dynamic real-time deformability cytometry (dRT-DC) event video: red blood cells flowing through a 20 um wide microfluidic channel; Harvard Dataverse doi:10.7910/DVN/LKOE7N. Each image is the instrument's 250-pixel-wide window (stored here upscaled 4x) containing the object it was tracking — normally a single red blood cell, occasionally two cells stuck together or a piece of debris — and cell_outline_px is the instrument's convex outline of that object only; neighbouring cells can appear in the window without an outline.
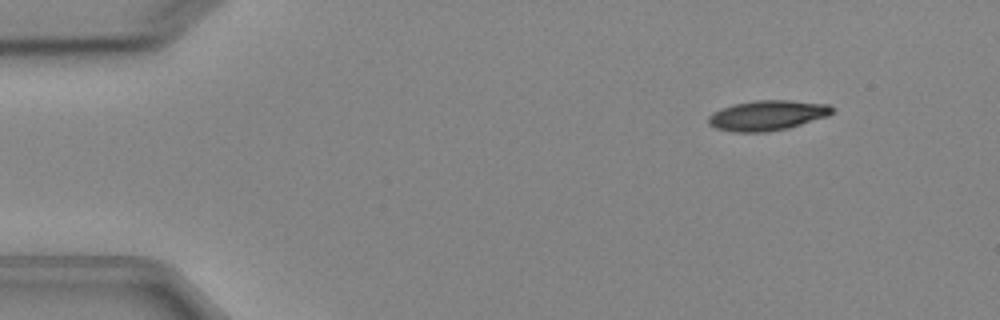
{"species": "Egyptian fruit bat (a non-hibernating species)", "species_latin": "Rousettus aegyptiacus", "temperature_condition": "cold", "stored_images_in_passage": 7, "camera_frame_rate_fps": 3000, "um_per_image_px": 0.085, "animal": {"sex": "female"}, "frame": {"image": 1, "passage_image": 2, "time_ms": 1.333, "image_size_px": [1000, 320], "cell_outline_px": [[832, 112], [828, 116], [788, 128], [768, 132], [732, 132], [716, 128], [708, 124], [708, 116], [712, 112], [720, 108], [732, 104], [756, 100], [788, 100], [828, 104], [832, 108]], "centroid_in_image_um": [65.17, 9.81], "position_along_channel_um": 19.8, "area_um2": 21.79}}